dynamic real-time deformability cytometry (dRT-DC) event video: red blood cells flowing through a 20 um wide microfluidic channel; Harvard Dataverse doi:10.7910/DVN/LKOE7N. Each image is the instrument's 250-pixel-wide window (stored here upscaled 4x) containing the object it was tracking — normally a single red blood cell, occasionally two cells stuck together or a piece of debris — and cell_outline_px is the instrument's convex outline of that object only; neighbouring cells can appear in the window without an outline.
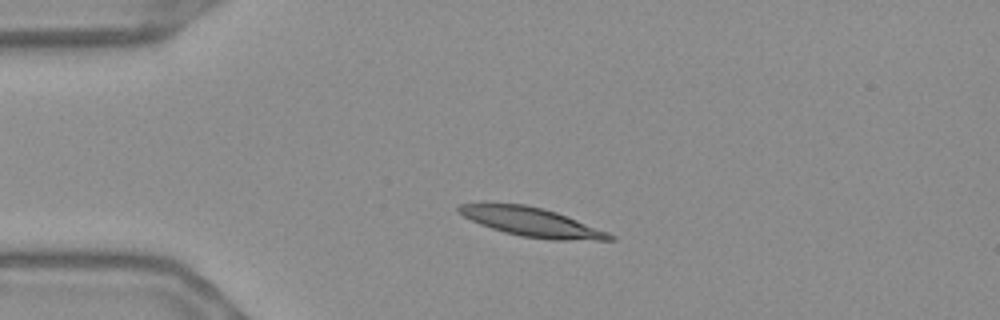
{"species": "Egyptian fruit bat (a non-hibernating species)", "species_latin": "Rousettus aegyptiacus", "temperature_condition": "warm", "stored_images_in_passage": 53, "camera_frame_rate_fps": 3000, "um_per_image_px": 0.085, "frame": {"image": 1, "passage_image": 10, "time_ms": 3.0, "image_size_px": [1000, 320], "cell_outline_px": [[616, 240], [552, 240], [520, 236], [504, 232], [480, 224], [464, 216], [456, 208], [460, 204], [480, 200], [484, 200], [524, 204], [544, 208], [568, 216], [608, 232], [616, 236]], "centroid_in_image_um": [45.12, 18.83], "position_along_channel_um": 39.9, "area_um2": 26.18}}
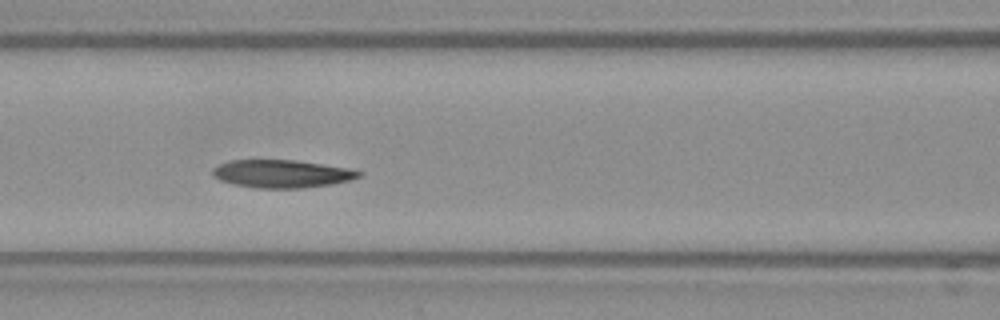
{"frame": {"image": 2, "passage_image": 21, "time_ms": 6.667, "image_size_px": [1000, 320], "cell_outline_px": [[364, 172], [360, 176], [348, 180], [332, 184], [300, 188], [252, 188], [220, 180], [212, 176], [212, 168], [216, 164], [228, 160], [296, 160], [348, 168]], "centroid_in_image_um": [23.9, 14.76], "position_along_channel_um": 142.7, "area_um2": 23.81}}
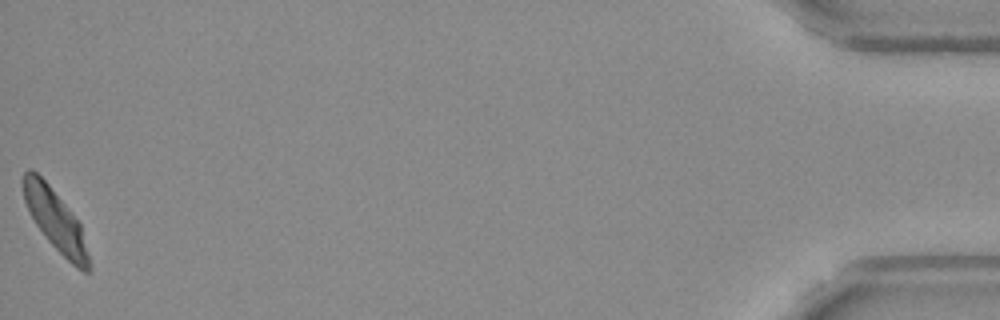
{"frame": {"image": 3, "passage_image": 53, "time_ms": 17.333, "image_size_px": [1000, 320], "cell_outline_px": [[92, 268], [88, 272], [84, 272], [76, 268], [48, 240], [36, 224], [24, 200], [24, 172], [28, 168], [32, 168], [48, 184], [80, 224], [92, 264]], "centroid_in_image_um": [4.75, 18.77], "position_along_channel_um": 430.4, "area_um2": 22.72}, "authors_computed_cell_mechanics": {"area_um2": 24.3916, "velocity_mm_per_s": 3.6162, "shape_relaxation_time_tau1_ms": 4.9567, "shape_relaxation_time_tau2_ms": 2.5248, "deformation_change_tau1": 0.1486, "deformation_change_tau2": 0.0829}}